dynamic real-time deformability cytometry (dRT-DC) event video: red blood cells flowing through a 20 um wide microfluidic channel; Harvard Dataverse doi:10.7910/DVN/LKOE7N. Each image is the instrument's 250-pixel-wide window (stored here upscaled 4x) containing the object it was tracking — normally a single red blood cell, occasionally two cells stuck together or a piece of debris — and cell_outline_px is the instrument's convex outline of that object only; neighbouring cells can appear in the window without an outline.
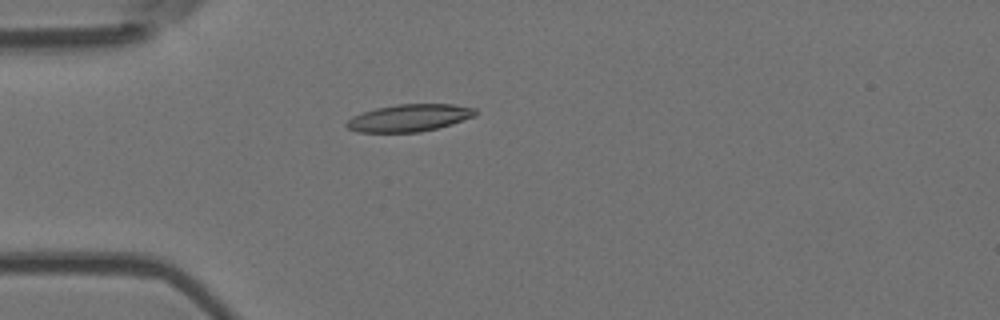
{"species": "Egyptian fruit bat (a non-hibernating species)", "species_latin": "Rousettus aegyptiacus", "temperature_condition": "room temperature", "stored_images_in_passage": 6, "camera_frame_rate_fps": 3000, "um_per_image_px": 0.085, "animal": {"sex": "female"}, "frame": {"image": 1, "passage_image": 5, "time_ms": 1.333, "image_size_px": [1000, 320], "cell_outline_px": [[476, 116], [452, 124], [420, 132], [356, 132], [348, 128], [344, 124], [352, 116], [376, 108], [396, 104], [452, 104], [476, 108]], "centroid_in_image_um": [34.79, 10.02], "position_along_channel_um": 50.2, "area_um2": 20.46}}